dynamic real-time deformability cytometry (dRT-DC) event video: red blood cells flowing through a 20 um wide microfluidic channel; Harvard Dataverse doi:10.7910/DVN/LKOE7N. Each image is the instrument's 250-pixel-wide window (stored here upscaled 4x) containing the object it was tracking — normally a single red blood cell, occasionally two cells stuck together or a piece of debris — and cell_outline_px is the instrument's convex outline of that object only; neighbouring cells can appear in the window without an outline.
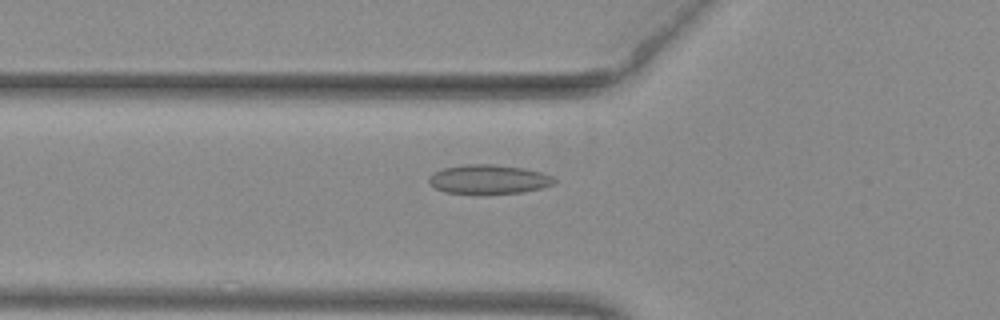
{"species": "common noctule bat (a hibernating species)", "species_latin": "Nyctalus noctula", "temperature_condition": "warm", "stored_images_in_passage": 43, "camera_frame_rate_fps": 3000, "um_per_image_px": 0.085, "animal": {"sex": "female", "body_mass_g": 29.2, "forearm_length_mm": 56.3}, "frame": {"image": 1, "passage_image": 10, "time_ms": 3.0, "image_size_px": [1000, 320], "cell_outline_px": [[556, 184], [524, 192], [484, 196], [480, 196], [444, 192], [436, 188], [428, 180], [428, 176], [432, 172], [444, 168], [464, 164], [492, 164], [524, 168], [540, 172], [552, 176], [556, 180]], "centroid_in_image_um": [41.52, 15.28], "position_along_channel_um": 84.3, "area_um2": 22.08}}
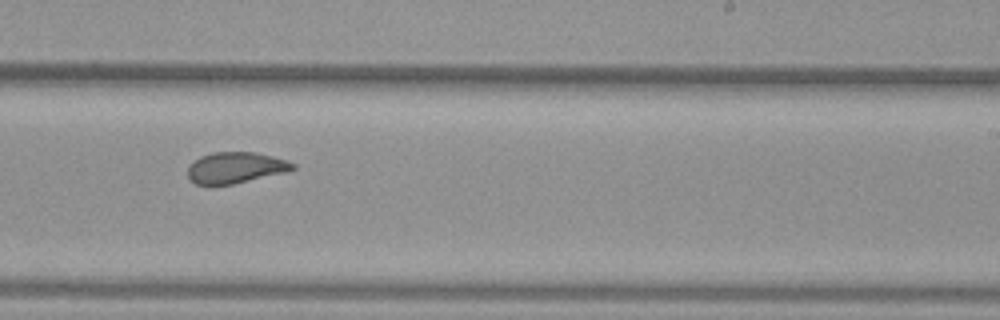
{"frame": {"image": 2, "passage_image": 24, "time_ms": 7.667, "image_size_px": [1000, 320], "cell_outline_px": [[296, 168], [288, 172], [232, 184], [196, 184], [188, 176], [188, 168], [200, 156], [212, 152], [256, 152], [288, 160], [296, 164]], "centroid_in_image_um": [20.09, 14.24], "position_along_channel_um": 268.9, "area_um2": 18.96}}
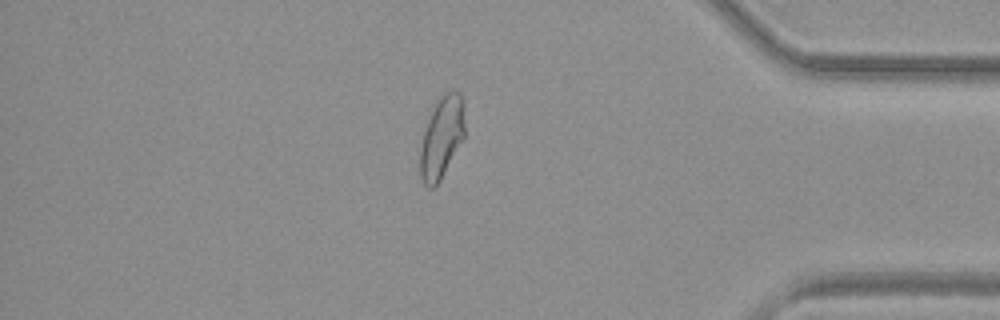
{"frame": {"image": 3, "passage_image": 36, "time_ms": 11.667, "image_size_px": [1000, 320], "cell_outline_px": [[464, 136], [436, 188], [428, 188], [424, 184], [420, 176], [420, 148], [424, 132], [432, 104], [444, 92], [452, 88], [460, 92], [464, 104]], "centroid_in_image_um": [37.53, 11.62], "position_along_channel_um": 397.7, "area_um2": 21.62}, "authors_computed_cell_mechanics": {"area_um2": 20.6924, "velocity_mm_per_s": 3.954, "shape_relaxation_time_tau1_ms": null, "shape_relaxation_time_tau2_ms": 0.945, "deformation_change_tau1": null, "deformation_change_tau2": 0.0656}}